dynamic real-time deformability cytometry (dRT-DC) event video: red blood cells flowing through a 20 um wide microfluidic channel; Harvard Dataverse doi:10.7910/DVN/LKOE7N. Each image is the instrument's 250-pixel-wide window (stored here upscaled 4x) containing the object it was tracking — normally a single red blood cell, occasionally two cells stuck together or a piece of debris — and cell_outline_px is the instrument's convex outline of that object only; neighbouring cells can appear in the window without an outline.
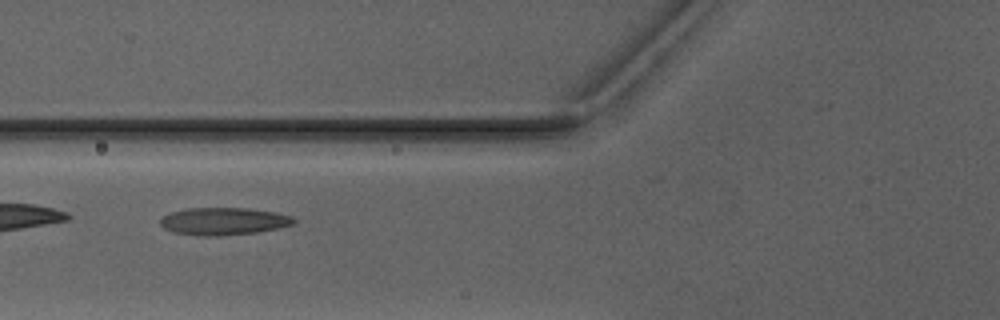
{"species": "Egyptian fruit bat (a non-hibernating species)", "species_latin": "Rousettus aegyptiacus", "temperature_condition": "warm", "stored_images_in_passage": 4, "camera_frame_rate_fps": 3000, "um_per_image_px": 0.085, "animal": {"sex": "male"}, "frame": {"image": 1, "passage_image": 4, "time_ms": 3.333, "image_size_px": [1000, 320], "cell_outline_px": [[296, 220], [292, 224], [276, 228], [256, 232], [220, 236], [204, 236], [172, 232], [164, 228], [160, 224], [160, 220], [164, 216], [172, 212], [184, 208], [244, 208], [276, 212], [292, 216]], "centroid_in_image_um": [18.98, 18.8], "position_along_channel_um": 106.8, "area_um2": 21.21}}